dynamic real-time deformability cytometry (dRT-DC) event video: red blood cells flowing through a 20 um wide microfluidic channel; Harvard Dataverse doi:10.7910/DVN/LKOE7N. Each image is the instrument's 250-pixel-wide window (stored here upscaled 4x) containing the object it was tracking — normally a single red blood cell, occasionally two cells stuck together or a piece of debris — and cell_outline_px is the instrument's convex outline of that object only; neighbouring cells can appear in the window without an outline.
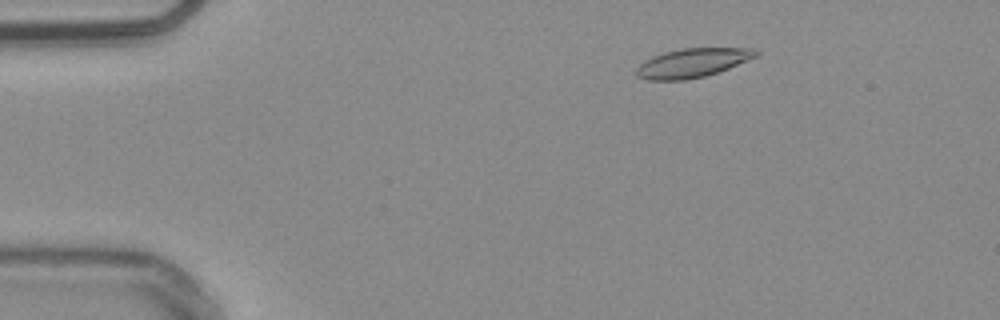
{"species": "common noctule bat (a hibernating species)", "species_latin": "Nyctalus noctula", "temperature_condition": "warm", "stored_images_in_passage": 52, "camera_frame_rate_fps": 3000, "um_per_image_px": 0.085, "animal": {"sex": "male", "body_mass_g": 20.4}, "frame": {"image": 1, "passage_image": 7, "time_ms": 2.0, "image_size_px": [1000, 320], "cell_outline_px": [[760, 52], [756, 56], [728, 68], [704, 76], [684, 80], [648, 80], [636, 76], [636, 68], [644, 60], [652, 56], [664, 52], [680, 48], [756, 48]], "centroid_in_image_um": [58.82, 5.33], "position_along_channel_um": 26.2, "area_um2": 20.11}}
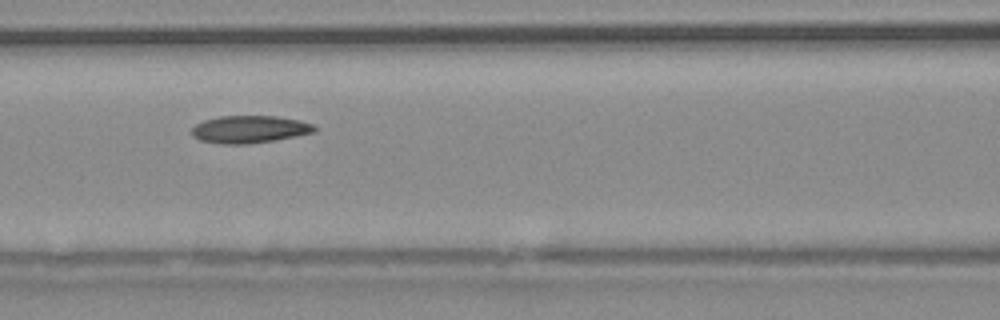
{"frame": {"image": 2, "passage_image": 22, "time_ms": 7.0, "image_size_px": [1000, 320], "cell_outline_px": [[316, 132], [296, 136], [272, 140], [244, 144], [224, 144], [200, 140], [192, 136], [192, 128], [196, 124], [204, 120], [220, 116], [276, 116], [300, 120], [312, 124], [316, 128]], "centroid_in_image_um": [21.21, 10.98], "position_along_channel_um": 145.4, "area_um2": 19.48}}
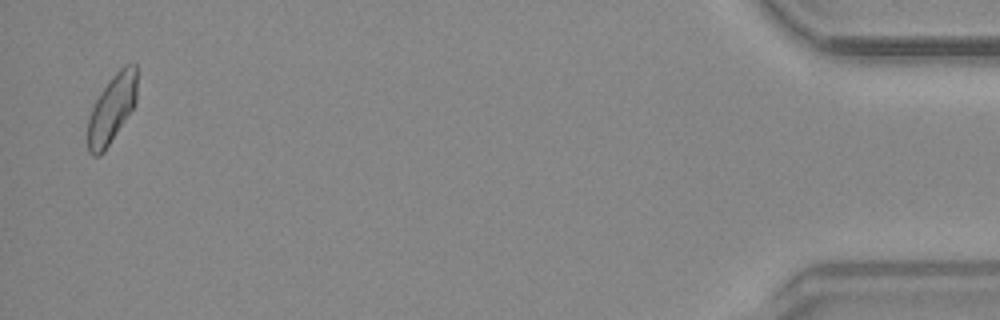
{"frame": {"image": 3, "passage_image": 51, "time_ms": 16.667, "image_size_px": [1000, 320], "cell_outline_px": [[136, 104], [104, 152], [100, 156], [92, 156], [88, 152], [88, 120], [92, 108], [96, 100], [112, 76], [124, 64], [136, 64]], "centroid_in_image_um": [9.51, 9.28], "position_along_channel_um": 425.7, "area_um2": 19.42}, "authors_computed_cell_mechanics": {"area_um2": 19.7676, "velocity_mm_per_s": 3.7894, "shape_relaxation_time_tau1_ms": 7.3729, "shape_relaxation_time_tau2_ms": 7.1919, "deformation_change_tau1": 0.1284, "deformation_change_tau2": 0.1244}}